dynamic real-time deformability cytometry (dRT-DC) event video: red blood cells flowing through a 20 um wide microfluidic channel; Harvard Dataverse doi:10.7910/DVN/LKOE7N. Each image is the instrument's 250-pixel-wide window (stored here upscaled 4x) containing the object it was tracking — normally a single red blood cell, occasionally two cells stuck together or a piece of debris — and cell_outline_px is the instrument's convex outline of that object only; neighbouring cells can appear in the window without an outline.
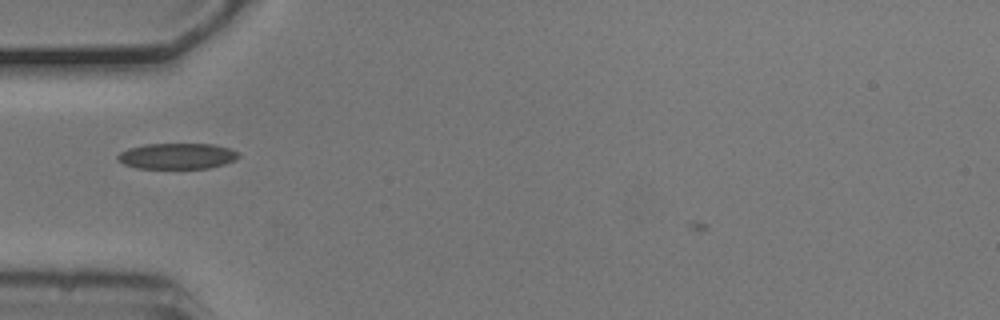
{"species": "common noctule bat (a hibernating species)", "species_latin": "Nyctalus noctula", "temperature_condition": "cold", "stored_images_in_passage": 37, "camera_frame_rate_fps": 3000, "um_per_image_px": 0.085, "animal": {"sex": "male", "body_mass_g": 20.5, "forearm_length_mm": 52.5}, "frame": {"image": 1, "passage_image": 3, "time_ms": 0.667, "image_size_px": [1000, 320], "cell_outline_px": [[240, 156], [236, 160], [224, 164], [208, 168], [136, 168], [124, 164], [116, 156], [120, 152], [128, 148], [144, 144], [212, 144], [228, 148], [240, 152]], "centroid_in_image_um": [15.08, 13.26], "position_along_channel_um": 69.9, "area_um2": 18.21}}
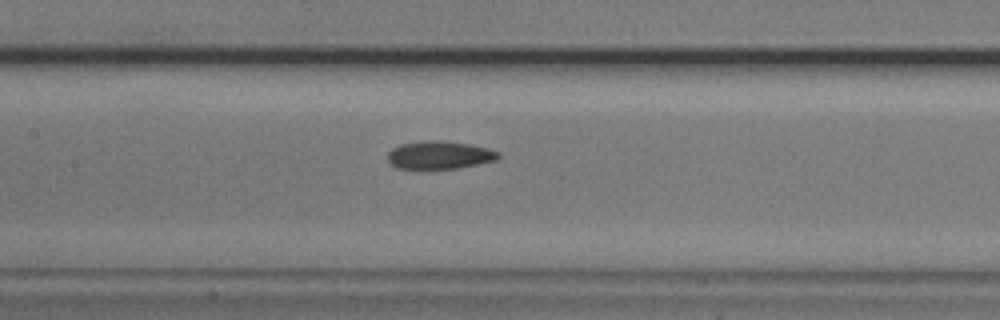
{"frame": {"image": 2, "passage_image": 11, "time_ms": 3.333, "image_size_px": [1000, 320], "cell_outline_px": [[500, 156], [496, 160], [460, 168], [396, 168], [388, 160], [388, 152], [392, 148], [400, 144], [432, 140], [440, 140], [468, 144], [488, 148], [500, 152]], "centroid_in_image_um": [37.37, 13.17], "position_along_channel_um": 170.0, "area_um2": 17.86}}
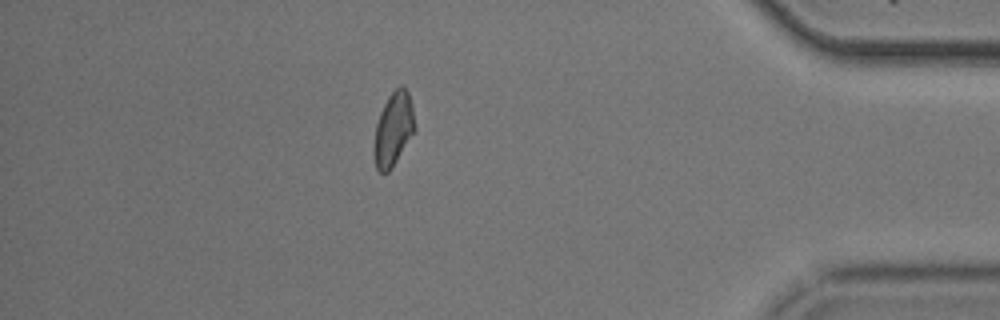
{"frame": {"image": 3, "passage_image": 33, "time_ms": 10.667, "image_size_px": [1000, 320], "cell_outline_px": [[416, 128], [392, 168], [388, 172], [380, 172], [376, 168], [372, 152], [372, 148], [376, 124], [380, 112], [388, 96], [400, 84], [408, 92], [412, 104]], "centroid_in_image_um": [33.41, 10.99], "position_along_channel_um": 401.8, "area_um2": 17.63}}